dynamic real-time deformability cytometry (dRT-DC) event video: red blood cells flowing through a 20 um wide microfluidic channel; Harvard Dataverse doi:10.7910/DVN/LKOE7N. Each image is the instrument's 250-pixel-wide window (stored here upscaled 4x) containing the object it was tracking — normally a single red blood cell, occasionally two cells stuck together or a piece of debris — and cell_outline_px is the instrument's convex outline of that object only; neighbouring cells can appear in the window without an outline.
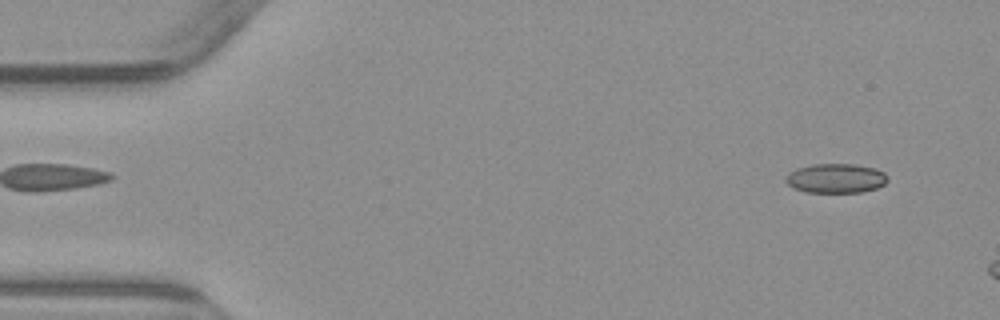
{"species": "common noctule bat (a hibernating species)", "species_latin": "Nyctalus noctula", "temperature_condition": "warm", "stored_images_in_passage": 4, "camera_frame_rate_fps": 3000, "um_per_image_px": 0.085, "animal": {"sex": "male", "body_mass_g": 23.1, "forearm_length_mm": 52.7}, "frame": {"image": 1, "passage_image": 1, "time_ms": 0.0, "image_size_px": [1000, 320], "cell_outline_px": [[888, 180], [884, 184], [876, 188], [860, 192], [804, 192], [792, 188], [784, 180], [788, 172], [796, 168], [812, 164], [852, 164], [876, 168], [884, 172], [888, 176]], "centroid_in_image_um": [71.02, 15.15], "position_along_channel_um": 14.0, "area_um2": 17.63}}